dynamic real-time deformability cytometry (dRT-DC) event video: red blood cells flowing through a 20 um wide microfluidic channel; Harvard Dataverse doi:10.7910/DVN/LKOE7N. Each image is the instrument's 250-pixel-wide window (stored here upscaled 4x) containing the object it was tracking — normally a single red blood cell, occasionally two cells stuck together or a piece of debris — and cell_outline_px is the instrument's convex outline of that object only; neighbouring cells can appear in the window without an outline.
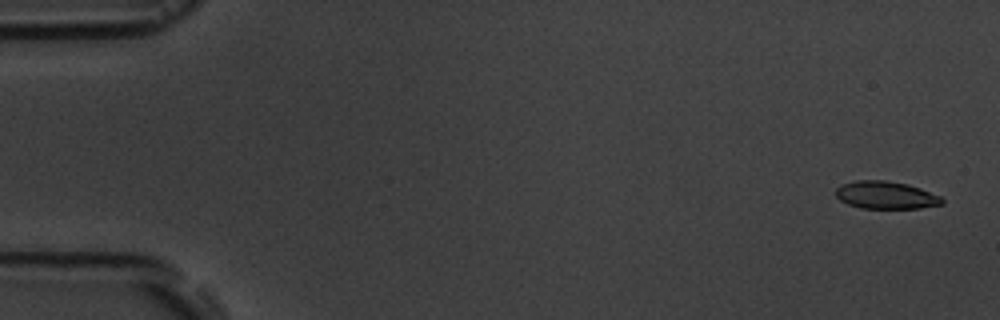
{"species": "common noctule bat (a hibernating species)", "species_latin": "Nyctalus noctula", "temperature_condition": "room temperature", "stored_images_in_passage": 16, "camera_frame_rate_fps": 3000, "um_per_image_px": 0.085, "animal": {"sex": "male", "body_mass_g": 19.5, "forearm_length_mm": 54.6}, "frame": {"image": 1, "passage_image": 1, "time_ms": 0.0, "image_size_px": [1000, 320], "cell_outline_px": [[944, 204], [920, 208], [860, 208], [848, 204], [840, 200], [836, 196], [836, 188], [840, 184], [856, 180], [884, 180], [908, 184], [920, 188], [940, 196], [944, 200]], "centroid_in_image_um": [75.29, 16.58], "position_along_channel_um": 9.7, "area_um2": 17.17}}
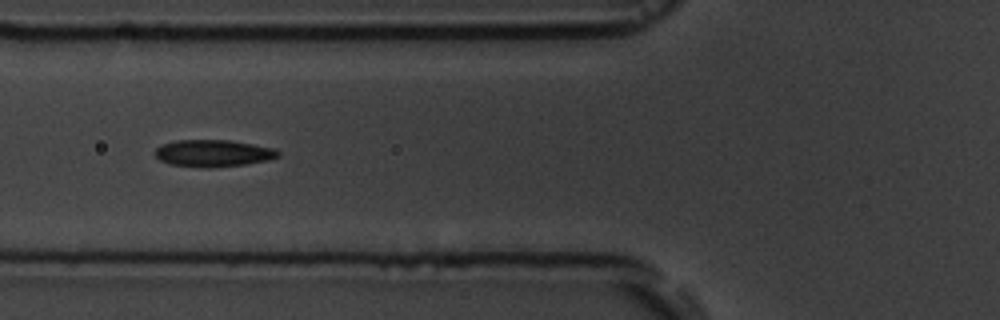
{"frame": {"image": 2, "passage_image": 6, "time_ms": 6.333, "image_size_px": [1000, 320], "cell_outline_px": [[280, 156], [268, 160], [244, 164], [208, 168], [168, 164], [160, 160], [152, 152], [160, 144], [176, 140], [228, 140], [276, 148], [280, 152]], "centroid_in_image_um": [18.09, 13.02], "position_along_channel_um": 107.7, "area_um2": 19.48}}
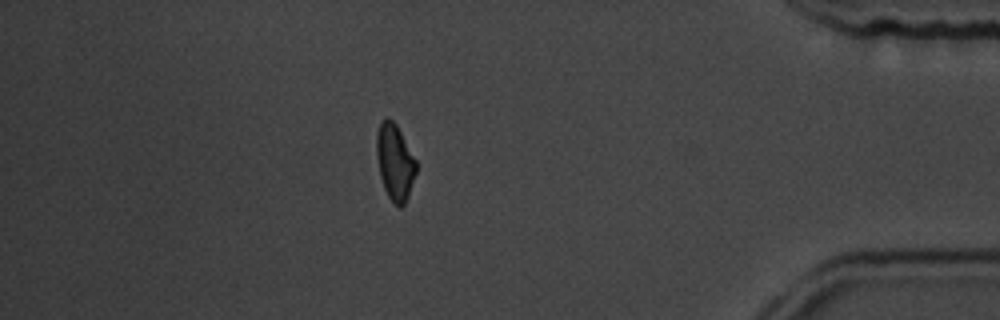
{"frame": {"image": 3, "passage_image": 14, "time_ms": 15.333, "image_size_px": [1000, 320], "cell_outline_px": [[416, 172], [408, 196], [404, 204], [400, 208], [388, 196], [384, 188], [380, 176], [376, 156], [376, 132], [380, 124], [388, 116], [396, 124], [416, 160]], "centroid_in_image_um": [33.55, 13.76], "position_along_channel_um": 401.7, "area_um2": 17.4}, "authors_computed_cell_mechanics": {"area_um2": 18.207, "velocity_mm_per_s": 3.722, "shape_relaxation_time_tau1_ms": 2.7709, "shape_relaxation_time_tau2_ms": 2.4959, "deformation_change_tau1": 0.0995, "deformation_change_tau2": 0.0604}}